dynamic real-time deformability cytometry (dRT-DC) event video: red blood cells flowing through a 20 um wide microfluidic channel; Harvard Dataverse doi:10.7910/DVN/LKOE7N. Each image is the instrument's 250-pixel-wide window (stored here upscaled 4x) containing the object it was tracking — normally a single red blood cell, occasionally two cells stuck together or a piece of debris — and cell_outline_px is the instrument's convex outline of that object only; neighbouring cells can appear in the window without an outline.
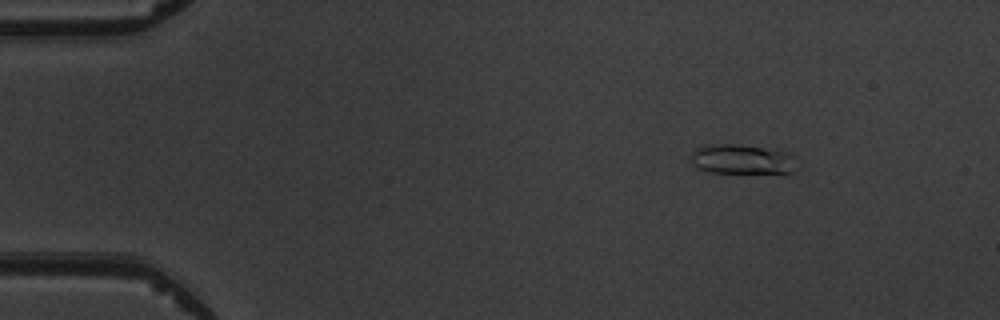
{"species": "common noctule bat (a hibernating species)", "species_latin": "Nyctalus noctula", "temperature_condition": "warm", "stored_images_in_passage": 6, "camera_frame_rate_fps": 3000, "um_per_image_px": 0.085, "animal": {"sex": "male", "body_mass_g": 19.5, "forearm_length_mm": 54.6}, "frame": {"image": 1, "passage_image": 2, "time_ms": 1.0, "image_size_px": [1000, 320], "cell_outline_px": [[792, 172], [708, 172], [696, 168], [692, 164], [692, 152], [704, 144], [740, 144], [776, 148], [788, 152], [792, 156]], "centroid_in_image_um": [63.0, 13.5], "position_along_channel_um": 22.0, "area_um2": 18.21}}
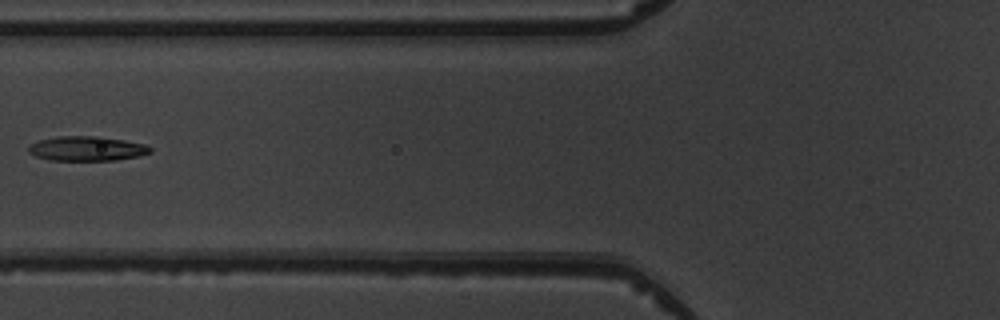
{"frame": {"image": 2, "passage_image": 6, "time_ms": 5.667, "image_size_px": [1000, 320], "cell_outline_px": [[152, 152], [140, 156], [116, 160], [48, 160], [36, 156], [28, 152], [28, 144], [40, 140], [56, 136], [100, 136], [124, 140], [144, 144], [152, 148]], "centroid_in_image_um": [7.37, 12.62], "position_along_channel_um": 118.4, "area_um2": 17.57}}